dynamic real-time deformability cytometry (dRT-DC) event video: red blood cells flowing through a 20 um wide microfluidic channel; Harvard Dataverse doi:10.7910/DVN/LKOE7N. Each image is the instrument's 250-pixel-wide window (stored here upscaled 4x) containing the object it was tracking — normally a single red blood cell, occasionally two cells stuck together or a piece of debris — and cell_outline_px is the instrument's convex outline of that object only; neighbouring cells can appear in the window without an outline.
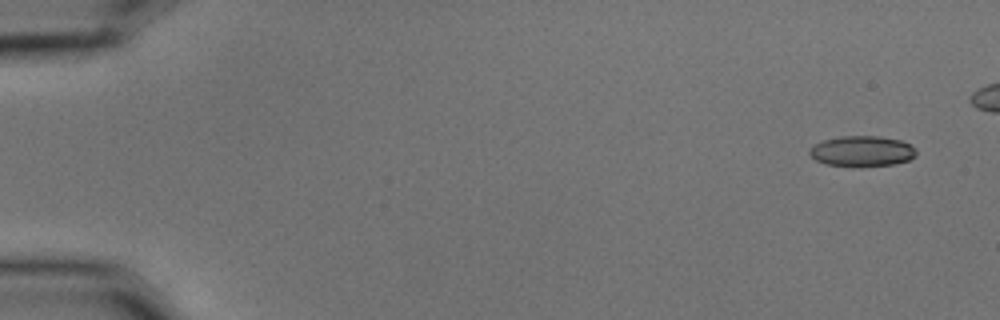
{"species": "common noctule bat (a hibernating species)", "species_latin": "Nyctalus noctula", "temperature_condition": "cold", "stored_images_in_passage": 6, "camera_frame_rate_fps": 3000, "um_per_image_px": 0.085, "animal": {"sex": "male", "body_mass_g": 15.6}, "frame": {"image": 1, "passage_image": 1, "time_ms": 0.0, "image_size_px": [1000, 320], "cell_outline_px": [[916, 156], [908, 160], [892, 164], [860, 168], [828, 164], [816, 160], [808, 152], [816, 144], [824, 140], [840, 136], [880, 136], [900, 140], [912, 144], [916, 148]], "centroid_in_image_um": [73.32, 12.86], "position_along_channel_um": 11.7, "area_um2": 19.19}}